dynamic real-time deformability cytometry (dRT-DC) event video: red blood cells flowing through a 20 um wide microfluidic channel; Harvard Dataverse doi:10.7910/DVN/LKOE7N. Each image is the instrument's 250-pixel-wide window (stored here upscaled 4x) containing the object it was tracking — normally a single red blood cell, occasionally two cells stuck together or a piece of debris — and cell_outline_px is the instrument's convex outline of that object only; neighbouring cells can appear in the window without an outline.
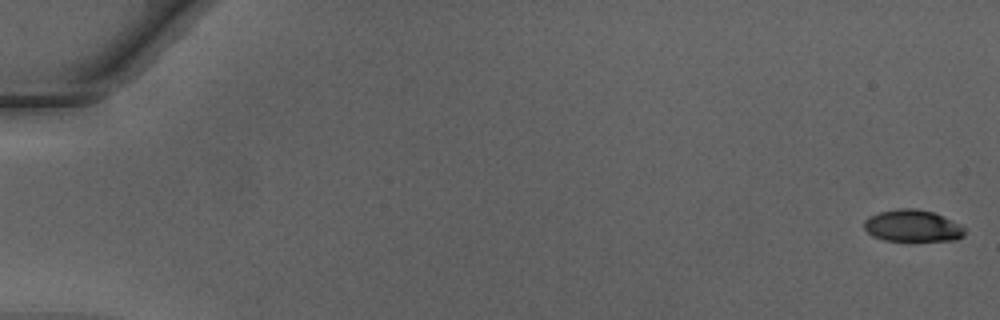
{"species": "Egyptian fruit bat (a non-hibernating species)", "species_latin": "Rousettus aegyptiacus", "temperature_condition": "warm", "stored_images_in_passage": 12, "camera_frame_rate_fps": 3000, "um_per_image_px": 0.085, "animal": {"sex": "male"}, "frame": {"image": 1, "passage_image": 1, "time_ms": 0.0, "image_size_px": [1000, 320], "cell_outline_px": [[964, 236], [956, 240], [916, 244], [884, 240], [872, 236], [864, 228], [864, 220], [868, 216], [880, 212], [900, 208], [916, 208], [932, 212], [944, 216], [960, 224], [964, 228]], "centroid_in_image_um": [77.59, 19.26], "position_along_channel_um": 7.4, "area_um2": 19.65}}